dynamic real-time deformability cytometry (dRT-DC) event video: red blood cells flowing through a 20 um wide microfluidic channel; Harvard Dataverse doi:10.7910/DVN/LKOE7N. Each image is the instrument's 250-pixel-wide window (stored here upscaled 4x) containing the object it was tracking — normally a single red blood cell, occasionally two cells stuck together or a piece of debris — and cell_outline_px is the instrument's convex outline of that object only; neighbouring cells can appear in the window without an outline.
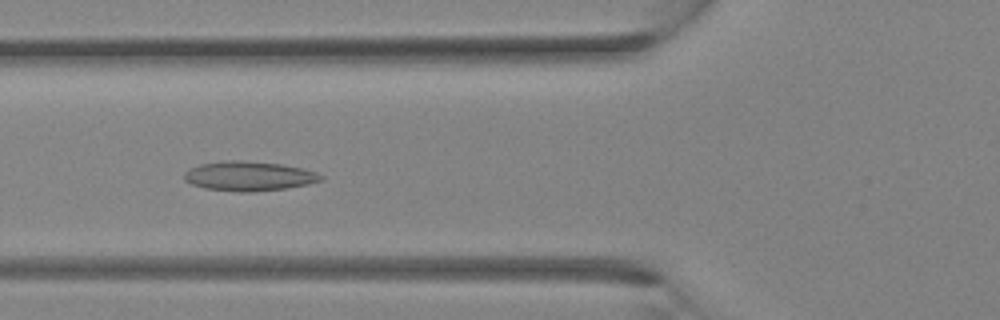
{"species": "Egyptian fruit bat (a non-hibernating species)", "species_latin": "Rousettus aegyptiacus", "temperature_condition": "room temperature", "stored_images_in_passage": 35, "camera_frame_rate_fps": 3000, "um_per_image_px": 0.085, "animal": {"sex": "female"}, "frame": {"image": 1, "passage_image": 13, "time_ms": 4.0, "image_size_px": [1000, 320], "cell_outline_px": [[324, 180], [308, 184], [284, 188], [256, 192], [240, 192], [204, 188], [192, 184], [184, 180], [184, 172], [188, 168], [200, 164], [228, 160], [240, 160], [280, 164], [300, 168], [316, 172], [324, 176]], "centroid_in_image_um": [21.14, 14.97], "position_along_channel_um": 104.7, "area_um2": 23.52}}
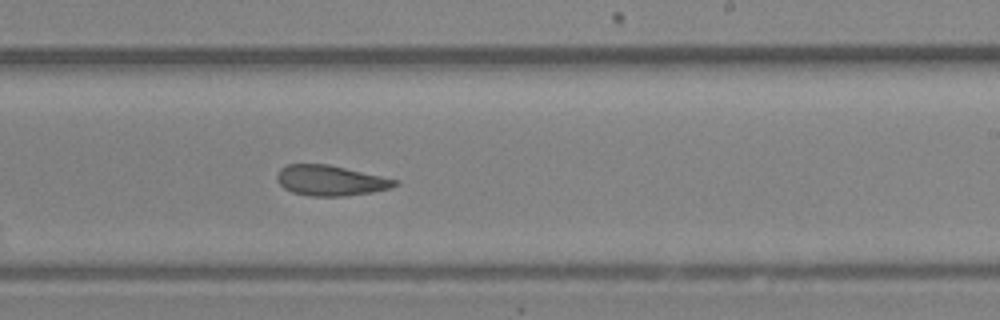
{"frame": {"image": 2, "passage_image": 21, "time_ms": 6.667, "image_size_px": [1000, 320], "cell_outline_px": [[400, 184], [392, 188], [372, 192], [344, 196], [312, 196], [292, 192], [284, 188], [276, 180], [276, 176], [280, 168], [288, 164], [328, 164], [400, 180]], "centroid_in_image_um": [28.12, 15.34], "position_along_channel_um": 260.9, "area_um2": 20.98}}
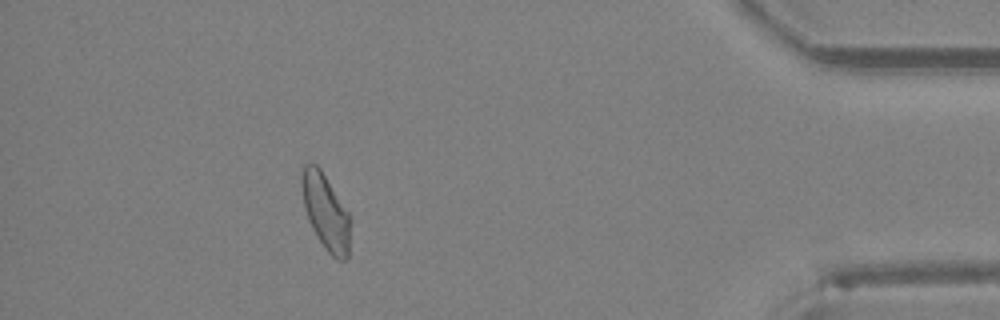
{"frame": {"image": 3, "passage_image": 31, "time_ms": 10.0, "image_size_px": [1000, 320], "cell_outline_px": [[352, 216], [348, 260], [336, 260], [324, 248], [316, 236], [308, 220], [304, 208], [300, 180], [300, 176], [304, 164], [312, 160], [320, 168]], "centroid_in_image_um": [27.7, 18.0], "position_along_channel_um": 407.5, "area_um2": 22.25}}